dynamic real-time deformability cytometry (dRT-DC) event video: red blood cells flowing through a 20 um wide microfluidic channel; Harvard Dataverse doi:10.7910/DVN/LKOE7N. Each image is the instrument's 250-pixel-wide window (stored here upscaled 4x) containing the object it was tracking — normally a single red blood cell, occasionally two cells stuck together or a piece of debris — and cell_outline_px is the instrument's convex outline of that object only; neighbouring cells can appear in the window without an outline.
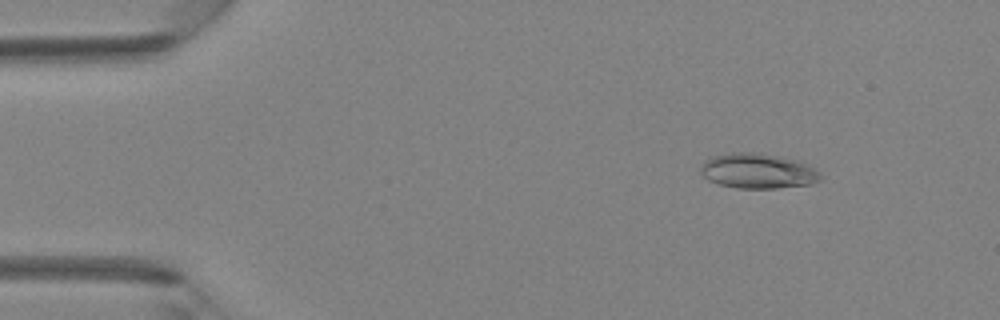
{"species": "Egyptian fruit bat (a non-hibernating species)", "species_latin": "Rousettus aegyptiacus", "temperature_condition": "room temperature", "stored_images_in_passage": 44, "camera_frame_rate_fps": 3000, "um_per_image_px": 0.085, "animal": {"sex": "female"}, "frame": {"image": 1, "passage_image": 6, "time_ms": 1.667, "image_size_px": [1000, 320], "cell_outline_px": [[824, 176], [820, 180], [812, 184], [776, 188], [736, 188], [720, 184], [708, 180], [700, 172], [700, 164], [704, 160], [712, 156], [732, 152], [756, 152], [780, 156], [800, 160], [816, 168]], "centroid_in_image_um": [64.45, 14.52], "position_along_channel_um": 20.6, "area_um2": 24.97}}
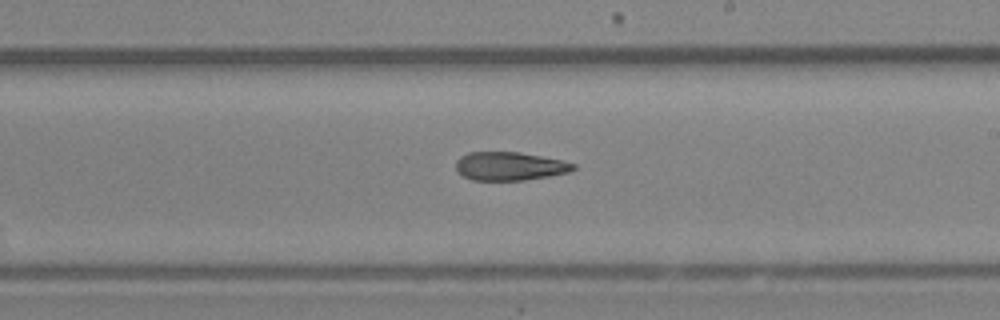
{"frame": {"image": 2, "passage_image": 26, "time_ms": 8.333, "image_size_px": [1000, 320], "cell_outline_px": [[576, 168], [568, 172], [548, 176], [524, 180], [472, 180], [456, 172], [456, 160], [460, 156], [468, 152], [520, 152], [560, 160], [576, 164]], "centroid_in_image_um": [43.28, 14.12], "position_along_channel_um": 245.7, "area_um2": 19.42}}
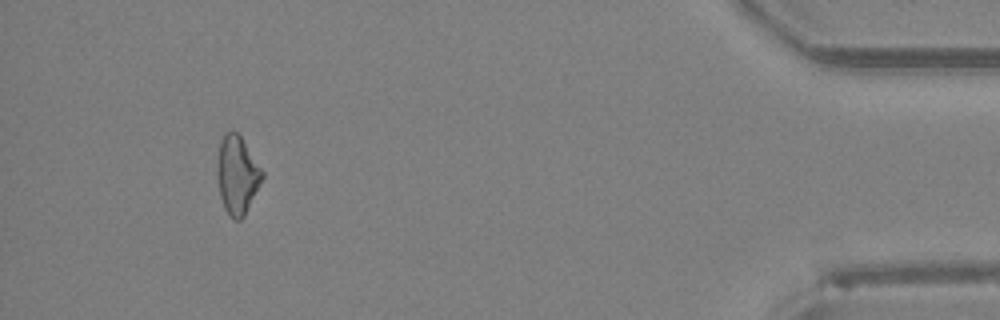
{"frame": {"image": 3, "passage_image": 41, "time_ms": 13.333, "image_size_px": [1000, 320], "cell_outline_px": [[264, 176], [244, 216], [240, 220], [232, 220], [224, 208], [220, 196], [216, 176], [216, 164], [220, 140], [224, 132], [236, 132], [240, 136], [264, 172]], "centroid_in_image_um": [20.13, 14.88], "position_along_channel_um": 415.1, "area_um2": 20.58}}